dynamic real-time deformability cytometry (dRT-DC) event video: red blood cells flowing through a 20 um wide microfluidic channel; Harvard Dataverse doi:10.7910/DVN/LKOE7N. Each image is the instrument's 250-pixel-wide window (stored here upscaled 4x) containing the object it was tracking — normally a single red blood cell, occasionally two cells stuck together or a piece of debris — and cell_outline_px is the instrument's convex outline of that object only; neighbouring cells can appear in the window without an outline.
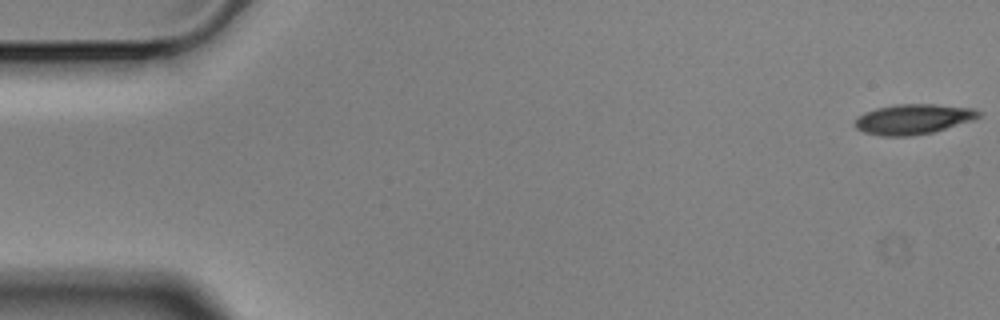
{"species": "Egyptian fruit bat (a non-hibernating species)", "species_latin": "Rousettus aegyptiacus", "temperature_condition": "cold", "stored_images_in_passage": 8, "camera_frame_rate_fps": 3000, "um_per_image_px": 0.085, "animal": {"sex": "male"}, "frame": {"image": 1, "passage_image": 1, "time_ms": 0.0, "image_size_px": [1000, 320], "cell_outline_px": [[984, 112], [980, 116], [972, 120], [932, 132], [908, 136], [880, 136], [864, 132], [856, 128], [856, 120], [864, 112], [876, 108], [896, 104], [936, 104], [972, 108]], "centroid_in_image_um": [77.64, 10.12], "position_along_channel_um": 7.4, "area_um2": 21.56}}